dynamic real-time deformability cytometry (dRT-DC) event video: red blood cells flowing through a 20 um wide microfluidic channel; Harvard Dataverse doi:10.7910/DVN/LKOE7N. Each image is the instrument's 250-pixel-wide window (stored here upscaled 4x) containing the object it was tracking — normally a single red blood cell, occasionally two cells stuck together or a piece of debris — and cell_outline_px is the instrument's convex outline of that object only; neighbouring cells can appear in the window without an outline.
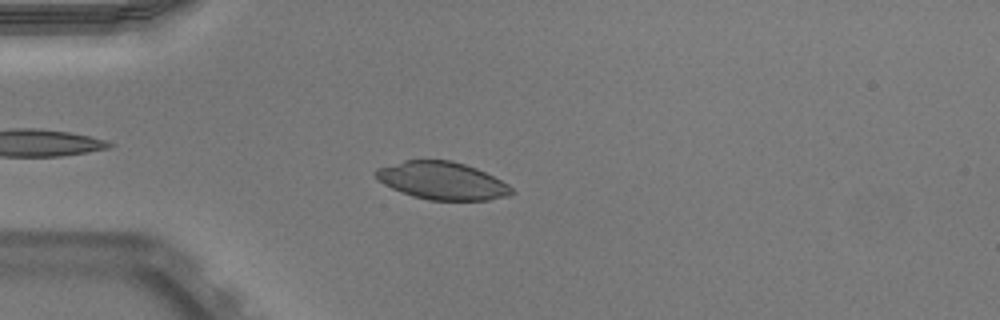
{"species": "Egyptian fruit bat (a non-hibernating species)", "species_latin": "Rousettus aegyptiacus", "temperature_condition": "warm", "stored_images_in_passage": 44, "camera_frame_rate_fps": 3000, "um_per_image_px": 0.085, "animal": {"sex": "male"}, "frame": {"image": 1, "passage_image": 10, "time_ms": 3.0, "image_size_px": [1000, 320], "cell_outline_px": [[516, 192], [512, 196], [488, 200], [428, 200], [412, 196], [392, 188], [376, 180], [372, 172], [376, 168], [404, 160], [452, 160], [476, 168], [508, 184]], "centroid_in_image_um": [37.56, 15.36], "position_along_channel_um": 47.4, "area_um2": 30.06}}
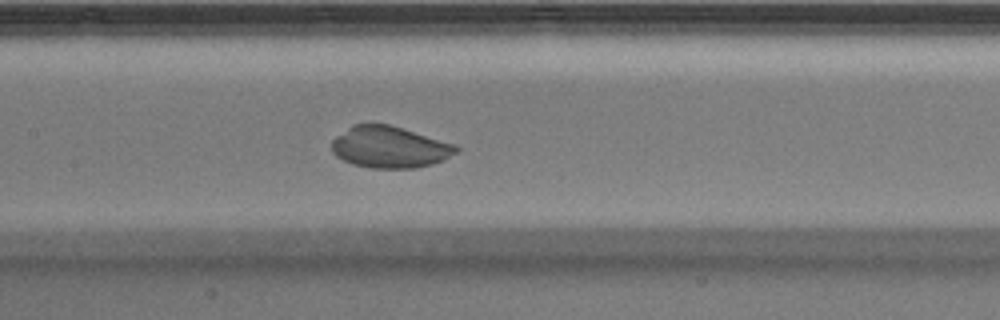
{"frame": {"image": 2, "passage_image": 21, "time_ms": 6.667, "image_size_px": [1000, 320], "cell_outline_px": [[460, 148], [456, 152], [444, 160], [432, 164], [416, 168], [368, 168], [352, 164], [336, 156], [332, 152], [332, 140], [336, 136], [352, 124], [388, 124], [452, 144]], "centroid_in_image_um": [33.06, 12.52], "position_along_channel_um": 174.3, "area_um2": 29.82}}
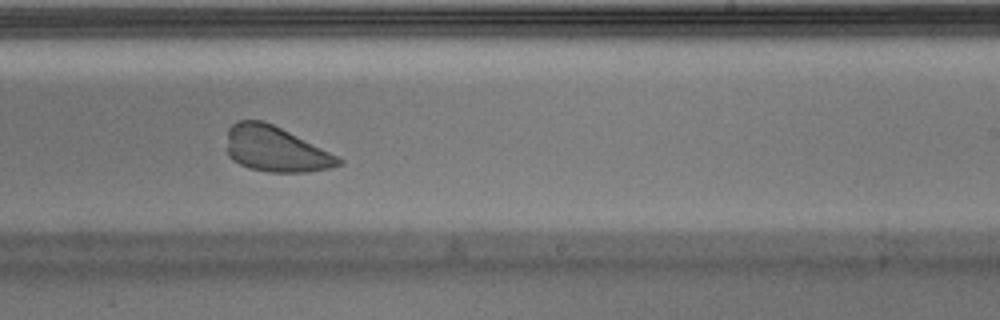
{"frame": {"image": 3, "passage_image": 28, "time_ms": 9.0, "image_size_px": [1000, 320], "cell_outline_px": [[344, 164], [332, 168], [308, 172], [268, 172], [248, 168], [232, 160], [228, 156], [228, 128], [232, 124], [240, 120], [264, 120], [344, 160]], "centroid_in_image_um": [23.4, 12.69], "position_along_channel_um": 265.6, "area_um2": 29.25}}